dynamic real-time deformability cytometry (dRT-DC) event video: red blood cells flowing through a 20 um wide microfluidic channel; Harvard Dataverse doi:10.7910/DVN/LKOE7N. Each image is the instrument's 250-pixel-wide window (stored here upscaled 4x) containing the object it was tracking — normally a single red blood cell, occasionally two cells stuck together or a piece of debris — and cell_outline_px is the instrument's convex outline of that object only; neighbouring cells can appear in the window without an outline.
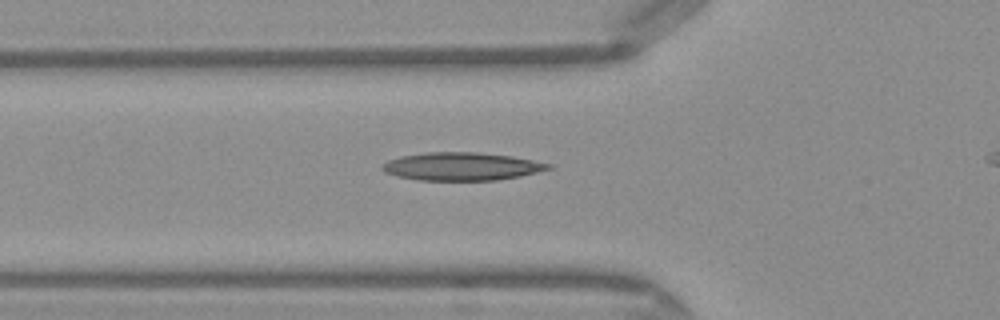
{"species": "Egyptian fruit bat (a non-hibernating species)", "species_latin": "Rousettus aegyptiacus", "temperature_condition": "warm", "stored_images_in_passage": 28, "camera_frame_rate_fps": 3000, "um_per_image_px": 0.085, "frame": {"image": 1, "passage_image": 2, "time_ms": 0.333, "image_size_px": [1000, 320], "cell_outline_px": [[552, 168], [520, 176], [496, 180], [420, 180], [396, 176], [384, 172], [380, 168], [380, 164], [388, 160], [400, 156], [424, 152], [476, 152], [512, 156], [552, 164]], "centroid_in_image_um": [39.18, 14.14], "position_along_channel_um": 86.6, "area_um2": 27.17}}
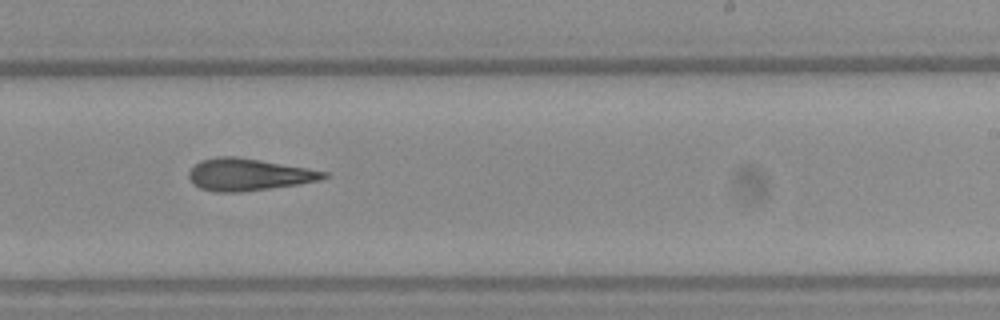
{"frame": {"image": 2, "passage_image": 15, "time_ms": 4.667, "image_size_px": [1000, 320], "cell_outline_px": [[328, 176], [320, 180], [300, 184], [240, 192], [216, 192], [200, 188], [192, 184], [188, 176], [188, 172], [200, 160], [216, 156], [236, 156], [260, 160], [328, 172]], "centroid_in_image_um": [21.09, 14.84], "position_along_channel_um": 267.9, "area_um2": 25.14}}
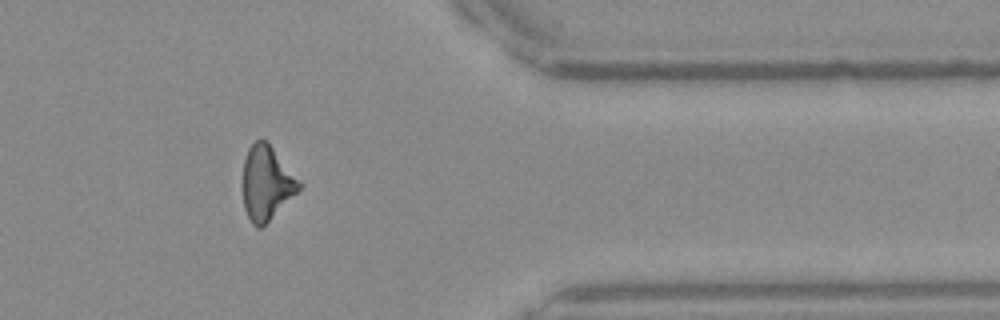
{"frame": {"image": 3, "passage_image": 25, "time_ms": 8.0, "image_size_px": [1000, 320], "cell_outline_px": [[304, 184], [260, 228], [256, 228], [252, 224], [244, 208], [244, 160], [248, 148], [256, 140], [268, 140]], "centroid_in_image_um": [22.68, 15.49], "position_along_channel_um": 388.7, "area_um2": 24.04}, "authors_computed_cell_mechanics": {"area_um2": 24.9407, "velocity_mm_per_s": 4.1613, "shape_relaxation_time_tau1_ms": null, "shape_relaxation_time_tau2_ms": 8.2036, "deformation_change_tau1": null, "deformation_change_tau2": 0.258}}